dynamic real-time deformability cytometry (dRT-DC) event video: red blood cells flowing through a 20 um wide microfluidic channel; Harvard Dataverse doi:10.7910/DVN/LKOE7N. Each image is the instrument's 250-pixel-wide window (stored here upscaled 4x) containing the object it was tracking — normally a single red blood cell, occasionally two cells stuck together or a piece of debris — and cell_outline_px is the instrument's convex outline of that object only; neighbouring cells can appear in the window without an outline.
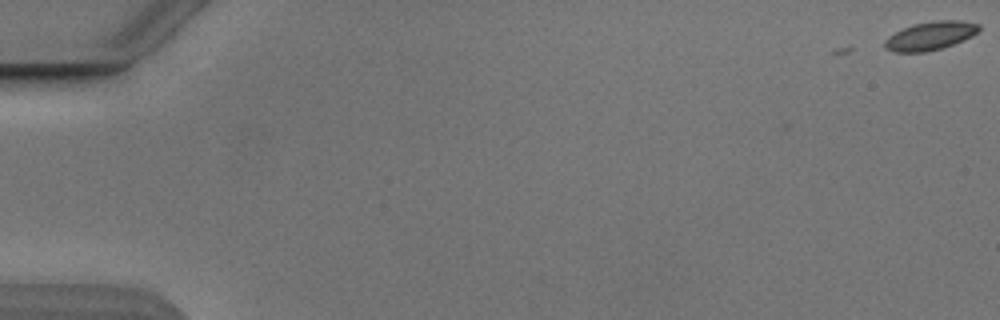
{"species": "Egyptian fruit bat (a non-hibernating species)", "species_latin": "Rousettus aegyptiacus", "temperature_condition": "cold", "stored_images_in_passage": 2, "camera_frame_rate_fps": 3000, "um_per_image_px": 0.085, "animal": {"sex": "male"}, "frame": {"image": 1, "passage_image": 2, "time_ms": 0.333, "image_size_px": [1000, 320], "cell_outline_px": [[980, 28], [972, 36], [952, 44], [940, 48], [924, 52], [892, 52], [884, 48], [884, 40], [888, 36], [912, 24], [936, 20], [960, 20], [980, 24]], "centroid_in_image_um": [79.04, 3.04], "position_along_channel_um": 6.0, "area_um2": 15.55}}